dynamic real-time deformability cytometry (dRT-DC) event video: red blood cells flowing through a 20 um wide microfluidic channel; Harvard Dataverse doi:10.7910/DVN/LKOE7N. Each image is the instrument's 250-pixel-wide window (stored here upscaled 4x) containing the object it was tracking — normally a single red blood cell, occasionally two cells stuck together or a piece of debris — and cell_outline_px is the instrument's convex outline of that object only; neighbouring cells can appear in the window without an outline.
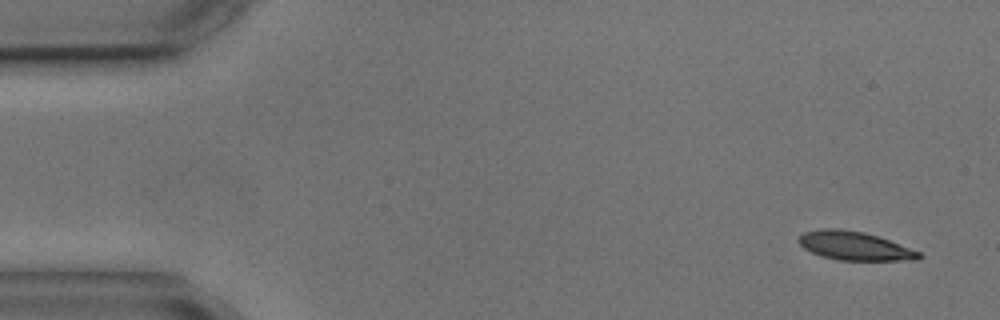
{"species": "common noctule bat (a hibernating species)", "species_latin": "Nyctalus noctula", "temperature_condition": "cold", "stored_images_in_passage": 4, "camera_frame_rate_fps": 3000, "um_per_image_px": 0.085, "animal": {"sex": "male", "body_mass_g": 17.9, "forearm_length_mm": 54.2}, "frame": {"image": 1, "passage_image": 1, "time_ms": 0.0, "image_size_px": [1000, 320], "cell_outline_px": [[924, 256], [920, 260], [836, 260], [820, 256], [804, 248], [800, 244], [800, 236], [804, 232], [824, 228], [836, 228], [864, 232], [888, 240], [920, 252]], "centroid_in_image_um": [72.65, 20.91], "position_along_channel_um": 12.3, "area_um2": 19.88}}
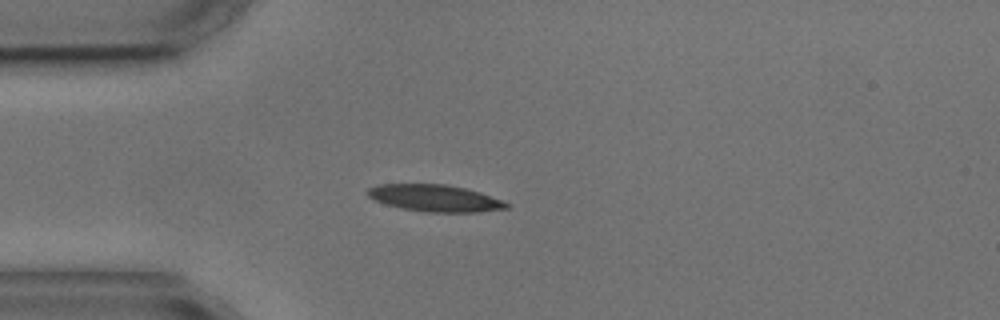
{"frame": {"image": 2, "passage_image": 4, "time_ms": 3.667, "image_size_px": [1000, 320], "cell_outline_px": [[512, 204], [508, 208], [480, 212], [424, 212], [400, 208], [376, 200], [368, 196], [364, 192], [368, 188], [376, 184], [444, 184], [464, 188], [480, 192], [504, 200]], "centroid_in_image_um": [36.99, 16.84], "position_along_channel_um": 48.0, "area_um2": 21.91}}